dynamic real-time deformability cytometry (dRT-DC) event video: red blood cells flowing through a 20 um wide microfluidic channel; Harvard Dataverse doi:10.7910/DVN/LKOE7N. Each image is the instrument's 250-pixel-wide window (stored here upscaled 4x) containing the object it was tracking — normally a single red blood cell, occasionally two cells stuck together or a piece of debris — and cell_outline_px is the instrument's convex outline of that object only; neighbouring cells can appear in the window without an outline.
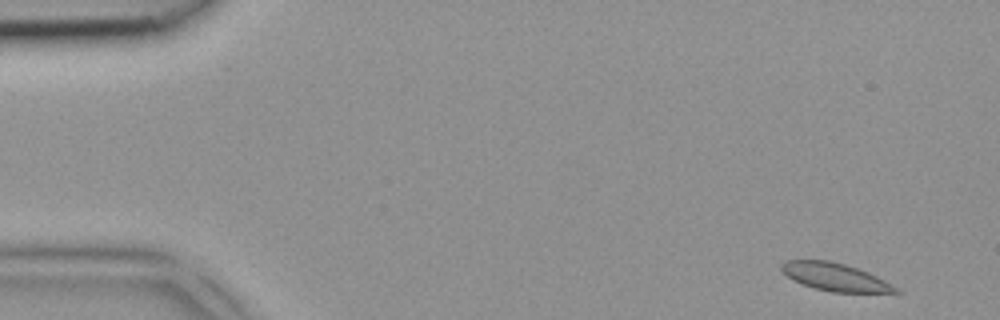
{"species": "common noctule bat (a hibernating species)", "species_latin": "Nyctalus noctula", "temperature_condition": "room temperature", "stored_images_in_passage": 4, "camera_frame_rate_fps": 3000, "um_per_image_px": 0.085, "animal": {"sex": "female", "body_mass_g": 18.4}, "frame": {"image": 1, "passage_image": 1, "time_ms": 0.0, "image_size_px": [1000, 320], "cell_outline_px": [[904, 292], [832, 292], [812, 288], [792, 280], [780, 268], [780, 264], [784, 260], [828, 260], [844, 264], [868, 272], [900, 288]], "centroid_in_image_um": [70.97, 23.54], "position_along_channel_um": 14.0, "area_um2": 18.5}}
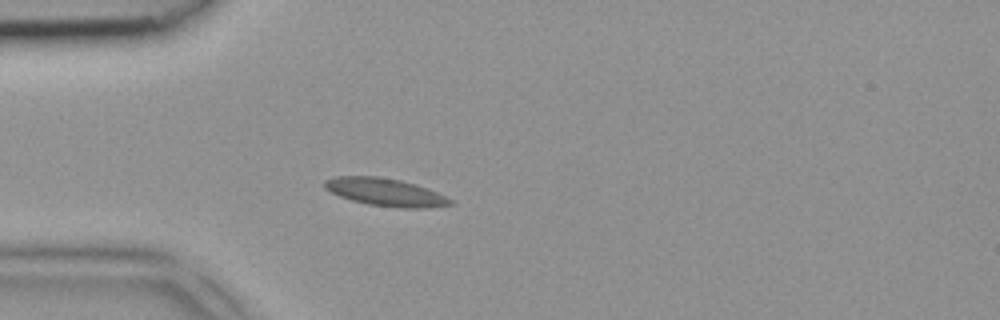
{"frame": {"image": 2, "passage_image": 4, "time_ms": 1.0, "image_size_px": [1000, 320], "cell_outline_px": [[456, 204], [424, 208], [400, 208], [368, 204], [352, 200], [340, 196], [324, 188], [324, 180], [336, 176], [380, 176], [400, 180], [416, 184], [436, 192], [452, 200]], "centroid_in_image_um": [32.76, 16.33], "position_along_channel_um": 52.2, "area_um2": 20.23}}